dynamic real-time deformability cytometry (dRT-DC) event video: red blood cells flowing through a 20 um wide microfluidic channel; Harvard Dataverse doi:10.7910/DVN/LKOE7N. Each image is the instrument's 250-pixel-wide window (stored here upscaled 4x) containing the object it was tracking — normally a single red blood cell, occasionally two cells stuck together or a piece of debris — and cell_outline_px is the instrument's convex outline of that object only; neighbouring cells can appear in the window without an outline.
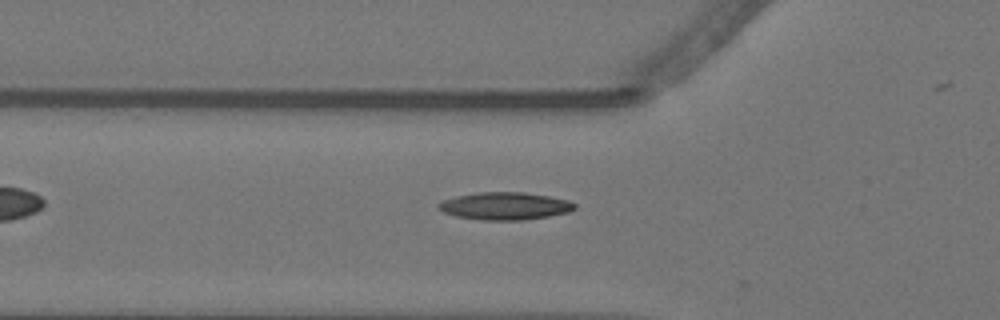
{"species": "Egyptian fruit bat (a non-hibernating species)", "species_latin": "Rousettus aegyptiacus", "temperature_condition": "warm", "stored_images_in_passage": 32, "camera_frame_rate_fps": 3000, "um_per_image_px": 0.085, "animal": {"sex": "female"}, "frame": {"image": 1, "passage_image": 2, "time_ms": 0.333, "image_size_px": [1000, 320], "cell_outline_px": [[576, 208], [568, 212], [548, 216], [524, 220], [480, 220], [456, 216], [444, 212], [436, 208], [436, 204], [444, 200], [456, 196], [476, 192], [524, 192], [548, 196], [568, 200], [576, 204]], "centroid_in_image_um": [42.9, 17.51], "position_along_channel_um": 82.9, "area_um2": 21.91}}
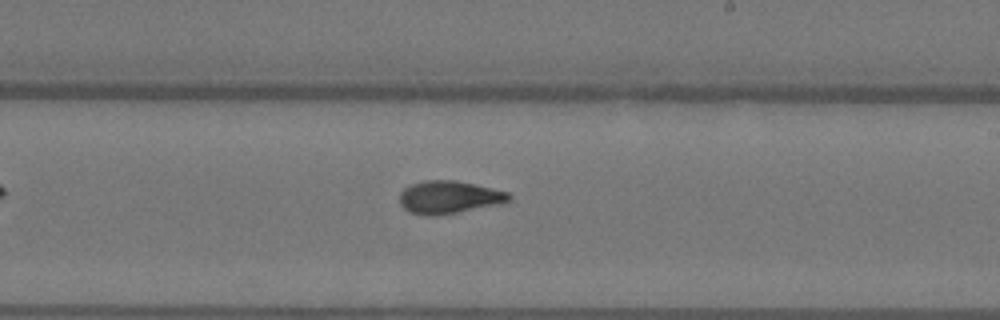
{"frame": {"image": 2, "passage_image": 16, "time_ms": 5.0, "image_size_px": [1000, 320], "cell_outline_px": [[512, 196], [508, 200], [492, 204], [456, 212], [436, 216], [424, 216], [408, 212], [400, 204], [400, 192], [404, 188], [412, 184], [424, 180], [456, 180], [508, 192]], "centroid_in_image_um": [38.06, 16.76], "position_along_channel_um": 250.9, "area_um2": 20.46}}
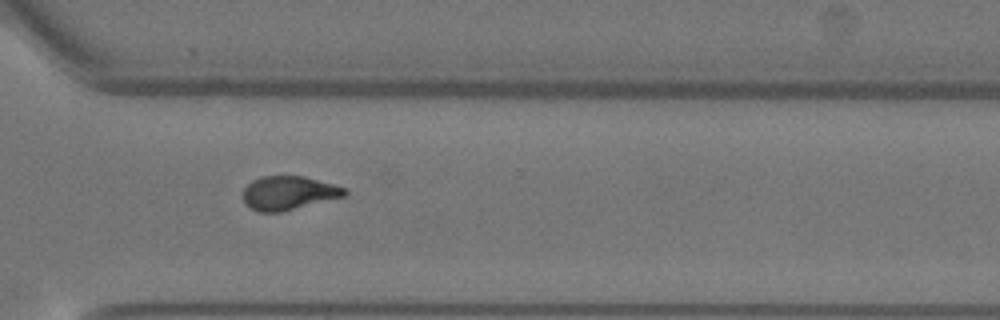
{"frame": {"image": 3, "passage_image": 24, "time_ms": 7.667, "image_size_px": [1000, 320], "cell_outline_px": [[348, 192], [344, 196], [280, 212], [260, 212], [252, 208], [244, 200], [244, 188], [252, 180], [260, 176], [304, 176], [332, 184], [344, 188]], "centroid_in_image_um": [24.51, 16.39], "position_along_channel_um": 346.1, "area_um2": 19.59}}